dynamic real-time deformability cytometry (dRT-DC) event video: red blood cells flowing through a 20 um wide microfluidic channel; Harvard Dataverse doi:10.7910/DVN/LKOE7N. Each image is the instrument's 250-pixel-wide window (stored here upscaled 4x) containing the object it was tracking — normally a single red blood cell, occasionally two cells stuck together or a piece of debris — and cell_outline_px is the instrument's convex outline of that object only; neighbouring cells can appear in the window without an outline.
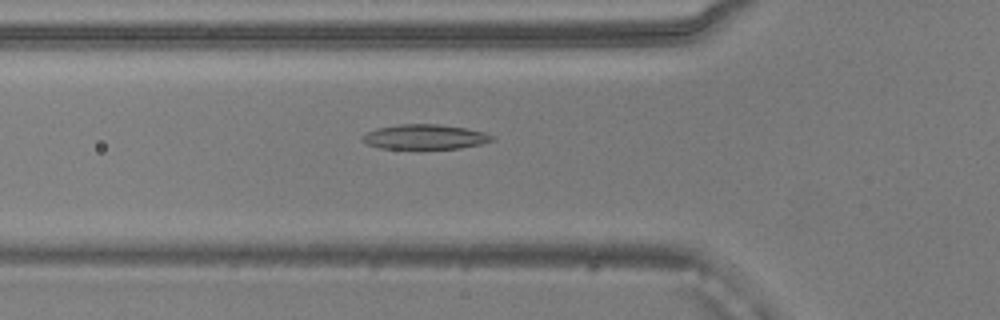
{"species": "common noctule bat (a hibernating species)", "species_latin": "Nyctalus noctula", "temperature_condition": "warm", "stored_images_in_passage": 51, "camera_frame_rate_fps": 3000, "um_per_image_px": 0.085, "animal": {"sex": "male", "body_mass_g": 20.5, "forearm_length_mm": 52.5}, "frame": {"image": 1, "passage_image": 17, "time_ms": 5.333, "image_size_px": [1000, 320], "cell_outline_px": [[496, 136], [492, 140], [480, 144], [460, 148], [380, 148], [368, 144], [360, 140], [360, 136], [376, 128], [400, 124], [440, 124], [464, 128], [484, 132]], "centroid_in_image_um": [36.09, 11.62], "position_along_channel_um": 89.7, "area_um2": 18.61}}
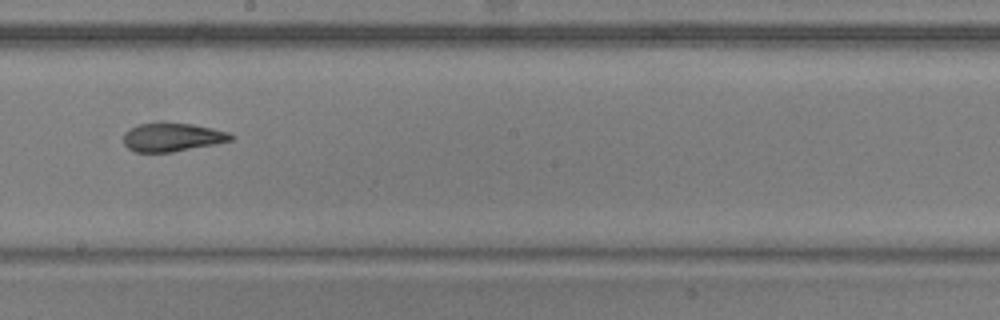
{"frame": {"image": 2, "passage_image": 28, "time_ms": 9.0, "image_size_px": [1000, 320], "cell_outline_px": [[236, 136], [232, 140], [172, 152], [136, 152], [128, 148], [124, 144], [124, 132], [140, 124], [192, 124], [212, 128], [228, 132]], "centroid_in_image_um": [14.65, 11.68], "position_along_channel_um": 233.5, "area_um2": 17.34}}
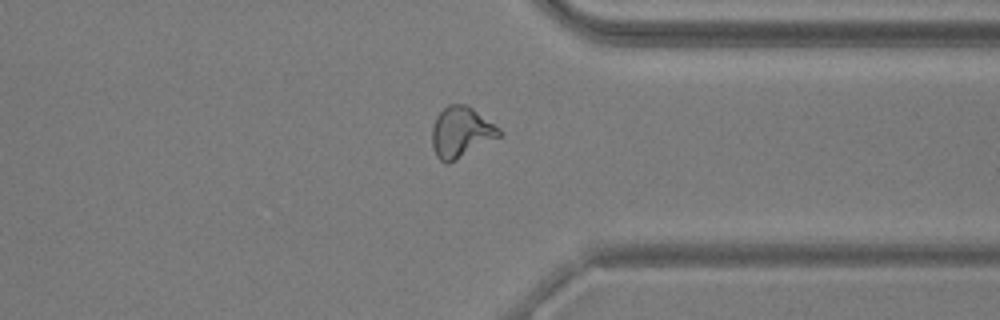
{"frame": {"image": 3, "passage_image": 39, "time_ms": 12.667, "image_size_px": [1000, 320], "cell_outline_px": [[504, 132], [500, 136], [456, 160], [448, 164], [440, 160], [436, 156], [432, 148], [432, 128], [436, 116], [448, 104], [464, 104], [472, 108], [500, 128]], "centroid_in_image_um": [39.18, 11.24], "position_along_channel_um": 372.2, "area_um2": 19.77}}